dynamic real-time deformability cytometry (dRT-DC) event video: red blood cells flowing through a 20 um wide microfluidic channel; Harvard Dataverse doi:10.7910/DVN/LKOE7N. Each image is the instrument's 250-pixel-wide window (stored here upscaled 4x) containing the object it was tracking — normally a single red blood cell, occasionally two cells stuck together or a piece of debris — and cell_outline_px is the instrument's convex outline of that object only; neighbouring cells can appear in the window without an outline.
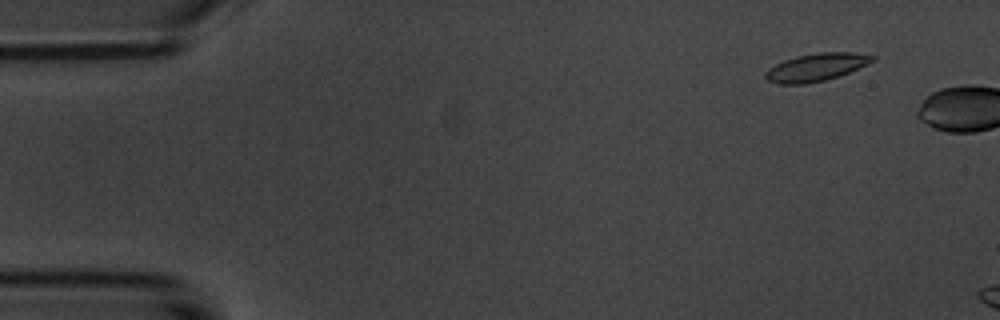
{"species": "common noctule bat (a hibernating species)", "species_latin": "Nyctalus noctula", "temperature_condition": "room temperature", "stored_images_in_passage": 2, "camera_frame_rate_fps": 3000, "um_per_image_px": 0.085, "animal": {"sex": "male", "body_mass_g": 20.1, "forearm_length_mm": 53.5}, "frame": {"image": 1, "passage_image": 1, "time_ms": 0.0, "image_size_px": [1000, 320], "cell_outline_px": [[876, 60], [840, 76], [824, 80], [804, 84], [780, 84], [768, 80], [764, 76], [764, 72], [768, 68], [784, 60], [796, 56], [820, 52], [852, 52], [876, 56]], "centroid_in_image_um": [69.38, 5.71], "position_along_channel_um": 15.6, "area_um2": 17.28}}